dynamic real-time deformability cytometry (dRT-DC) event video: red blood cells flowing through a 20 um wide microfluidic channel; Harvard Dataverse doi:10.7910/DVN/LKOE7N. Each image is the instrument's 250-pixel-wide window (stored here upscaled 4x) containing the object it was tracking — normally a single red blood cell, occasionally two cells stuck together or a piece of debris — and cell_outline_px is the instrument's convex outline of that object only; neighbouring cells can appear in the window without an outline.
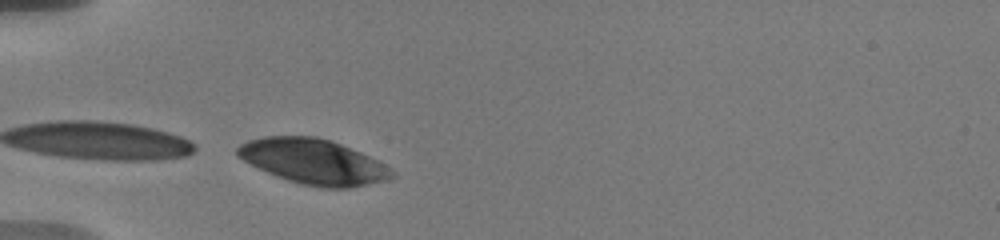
{"species": "human", "species_latin": "Homo sapiens", "temperature_condition": "warm", "stored_images_in_passage": 14, "camera_frame_rate_fps": 3000, "um_per_image_px": 0.085, "donor": {"sex": "male"}, "frame": {"image": 1, "passage_image": 1, "time_ms": 0.0, "image_size_px": [1000, 240], "cell_outline_px": [[396, 176], [388, 180], [352, 188], [320, 188], [300, 184], [288, 180], [268, 172], [236, 156], [236, 148], [240, 144], [248, 140], [264, 136], [316, 136], [332, 140], [360, 152], [384, 164], [396, 172]], "centroid_in_image_um": [26.67, 13.74], "position_along_channel_um": 58.3, "area_um2": 40.69}}
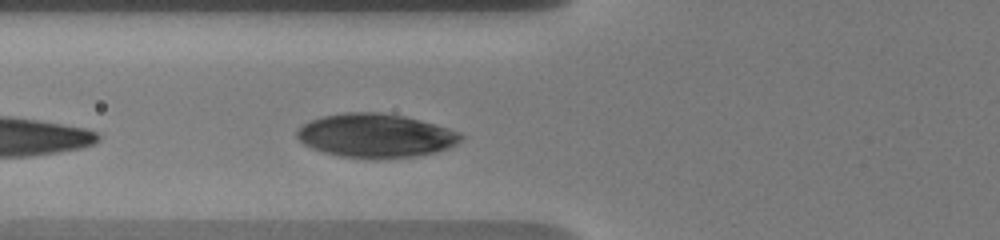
{"frame": {"image": 2, "passage_image": 9, "time_ms": 1.333, "image_size_px": [1000, 240], "cell_outline_px": [[464, 136], [456, 144], [448, 148], [436, 152], [416, 156], [376, 160], [372, 160], [340, 156], [324, 152], [312, 148], [304, 144], [296, 136], [296, 128], [308, 120], [320, 116], [344, 112], [380, 112], [404, 116], [420, 120], [448, 128], [460, 132]], "centroid_in_image_um": [31.89, 11.53], "position_along_channel_um": 93.9, "area_um2": 42.43}}